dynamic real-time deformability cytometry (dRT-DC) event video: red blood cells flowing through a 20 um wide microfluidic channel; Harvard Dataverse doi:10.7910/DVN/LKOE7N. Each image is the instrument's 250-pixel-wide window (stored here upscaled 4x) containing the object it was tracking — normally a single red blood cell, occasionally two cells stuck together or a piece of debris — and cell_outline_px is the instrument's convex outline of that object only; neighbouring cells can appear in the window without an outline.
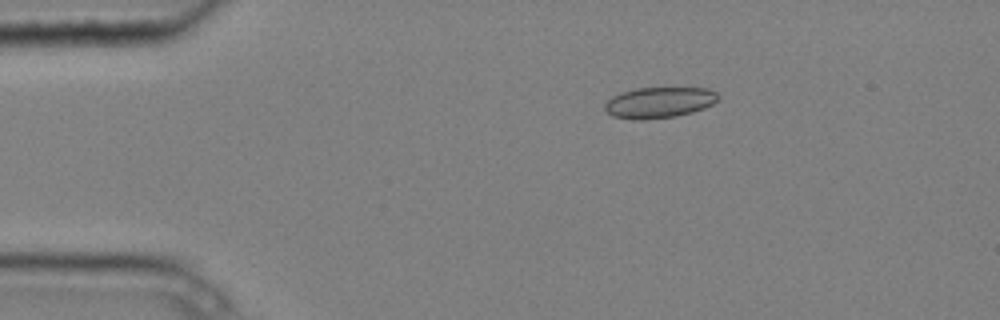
{"species": "common noctule bat (a hibernating species)", "species_latin": "Nyctalus noctula", "temperature_condition": "cold", "stored_images_in_passage": 9, "camera_frame_rate_fps": 3000, "um_per_image_px": 0.085, "animal": {"sex": "male", "body_mass_g": 20.4}, "frame": {"image": 1, "passage_image": 3, "time_ms": 0.667, "image_size_px": [1000, 320], "cell_outline_px": [[720, 100], [704, 108], [692, 112], [676, 116], [644, 120], [636, 120], [612, 116], [604, 108], [604, 104], [612, 96], [636, 88], [708, 88], [716, 92], [720, 96]], "centroid_in_image_um": [56.06, 8.71], "position_along_channel_um": 28.9, "area_um2": 20.46}}
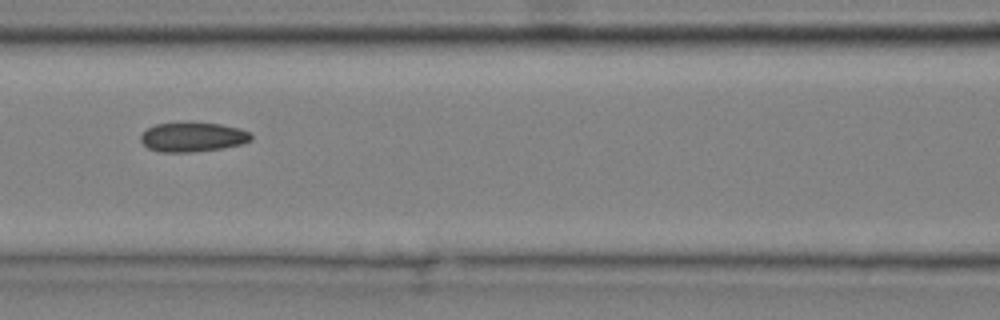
{"frame": {"image": 2, "passage_image": 7, "time_ms": 2.0, "image_size_px": [1000, 320], "cell_outline_px": [[252, 140], [240, 144], [224, 148], [192, 152], [160, 152], [148, 148], [140, 140], [140, 136], [148, 128], [156, 124], [188, 120], [220, 124], [240, 128], [248, 132], [252, 136]], "centroid_in_image_um": [16.37, 11.62], "position_along_channel_um": 150.2, "area_um2": 19.42}}
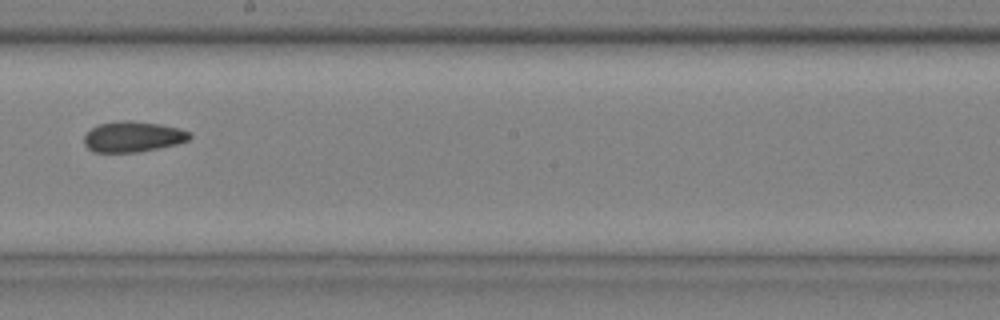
{"frame": {"image": 3, "passage_image": 9, "time_ms": 2.667, "image_size_px": [1000, 320], "cell_outline_px": [[192, 136], [188, 140], [176, 144], [160, 148], [136, 152], [92, 152], [84, 144], [84, 136], [92, 128], [100, 124], [120, 120], [128, 120], [160, 124], [180, 128], [192, 132]], "centroid_in_image_um": [11.32, 11.62], "position_along_channel_um": 236.9, "area_um2": 18.9}}